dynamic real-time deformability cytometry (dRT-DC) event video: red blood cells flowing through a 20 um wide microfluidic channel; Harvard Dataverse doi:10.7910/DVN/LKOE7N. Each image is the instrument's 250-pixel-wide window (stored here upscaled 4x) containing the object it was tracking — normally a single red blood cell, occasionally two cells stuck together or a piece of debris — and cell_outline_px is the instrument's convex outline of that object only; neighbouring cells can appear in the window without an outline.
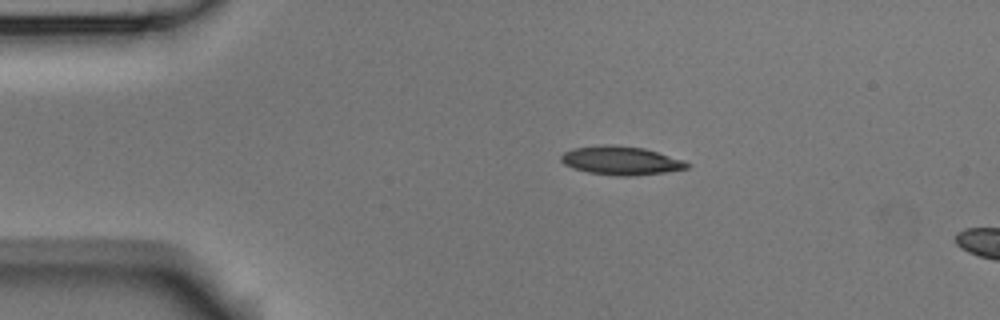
{"species": "Egyptian fruit bat (a non-hibernating species)", "species_latin": "Rousettus aegyptiacus", "temperature_condition": "room temperature", "stored_images_in_passage": 2, "camera_frame_rate_fps": 3000, "um_per_image_px": 0.085, "animal": {"sex": "male"}, "frame": {"image": 1, "passage_image": 1, "time_ms": 0.0, "image_size_px": [1000, 320], "cell_outline_px": [[692, 164], [688, 168], [668, 172], [632, 176], [616, 176], [588, 172], [572, 168], [564, 164], [560, 160], [560, 156], [564, 152], [572, 148], [604, 144], [612, 144], [644, 148], [684, 160]], "centroid_in_image_um": [52.78, 13.65], "position_along_channel_um": 32.2, "area_um2": 21.27}}